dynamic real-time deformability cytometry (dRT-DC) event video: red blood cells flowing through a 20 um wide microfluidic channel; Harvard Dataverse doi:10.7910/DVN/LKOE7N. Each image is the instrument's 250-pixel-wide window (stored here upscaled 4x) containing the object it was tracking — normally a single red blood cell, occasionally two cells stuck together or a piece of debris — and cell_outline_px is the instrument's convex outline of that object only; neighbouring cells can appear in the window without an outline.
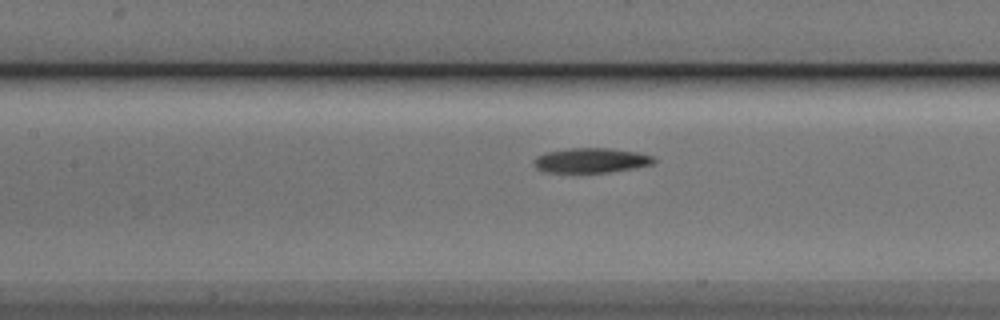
{"species": "Egyptian fruit bat (a non-hibernating species)", "species_latin": "Rousettus aegyptiacus", "temperature_condition": "cold", "stored_images_in_passage": 38, "camera_frame_rate_fps": 3000, "um_per_image_px": 0.085, "animal": {"sex": "male"}, "frame": {"image": 1, "passage_image": 19, "time_ms": 6.0, "image_size_px": [1000, 320], "cell_outline_px": [[656, 160], [652, 164], [632, 168], [608, 172], [544, 172], [536, 168], [536, 156], [544, 152], [568, 148], [608, 148], [640, 152], [652, 156]], "centroid_in_image_um": [50.24, 13.62], "position_along_channel_um": 157.2, "area_um2": 17.22}}
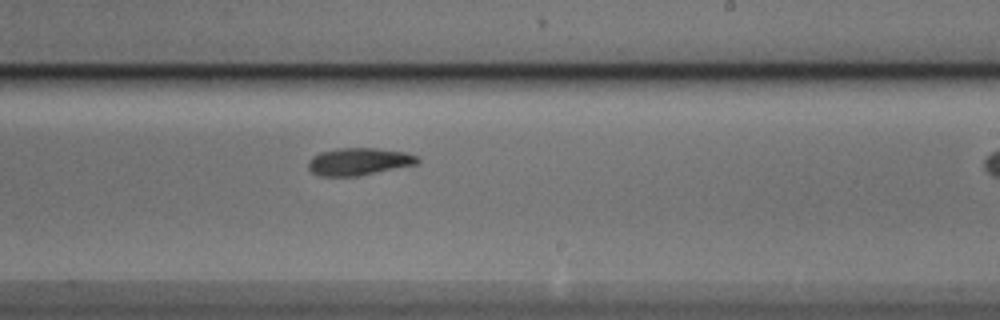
{"frame": {"image": 2, "passage_image": 27, "time_ms": 8.667, "image_size_px": [1000, 320], "cell_outline_px": [[420, 164], [356, 176], [320, 176], [312, 172], [308, 168], [308, 160], [312, 156], [320, 152], [336, 148], [376, 148], [408, 152], [416, 156], [420, 160]], "centroid_in_image_um": [30.52, 13.72], "position_along_channel_um": 258.5, "area_um2": 17.63}}
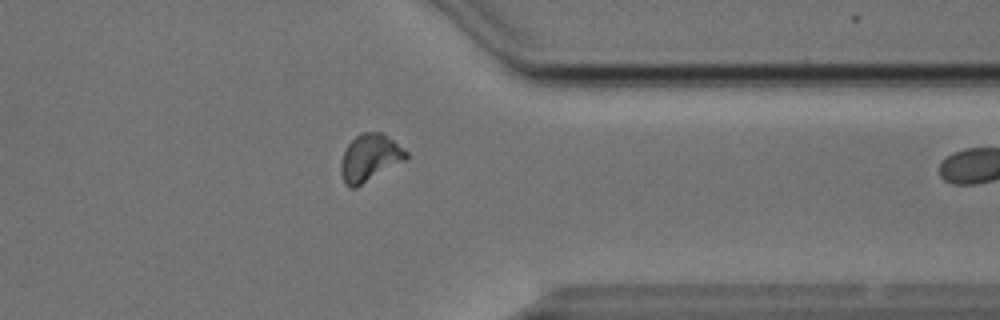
{"frame": {"image": 3, "passage_image": 37, "time_ms": 12.0, "image_size_px": [1000, 320], "cell_outline_px": [[408, 160], [356, 188], [348, 188], [344, 184], [340, 172], [340, 164], [344, 152], [348, 144], [360, 132], [380, 132], [404, 148], [408, 152]], "centroid_in_image_um": [31.44, 13.45], "position_along_channel_um": 380.0, "area_um2": 18.26}}